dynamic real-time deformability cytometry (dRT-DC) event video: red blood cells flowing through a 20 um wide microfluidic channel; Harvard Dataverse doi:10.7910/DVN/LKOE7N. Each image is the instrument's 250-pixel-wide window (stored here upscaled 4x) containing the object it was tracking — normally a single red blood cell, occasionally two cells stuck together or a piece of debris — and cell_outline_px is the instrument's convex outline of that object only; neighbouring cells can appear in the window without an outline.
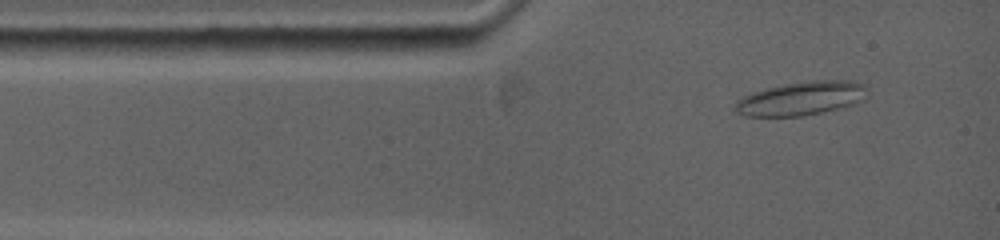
{"species": "common noctule bat (a hibernating species)", "species_latin": "Nyctalus noctula", "temperature_condition": "warm", "stored_images_in_passage": 78, "camera_frame_rate_fps": 5000, "um_per_image_px": 0.085, "animal": {"sex": "female", "body_mass_g": 19.0, "forearm_length_mm": 53.3}, "frame": {"image": 1, "passage_image": 5, "time_ms": 0.8, "image_size_px": [1000, 240], "cell_outline_px": [[864, 88], [860, 100], [824, 112], [804, 116], [748, 116], [736, 112], [736, 100], [744, 96], [768, 88], [784, 84], [820, 80], [844, 80], [864, 84]], "centroid_in_image_um": [68.02, 8.38], "position_along_channel_um": 17.0, "area_um2": 24.97}}
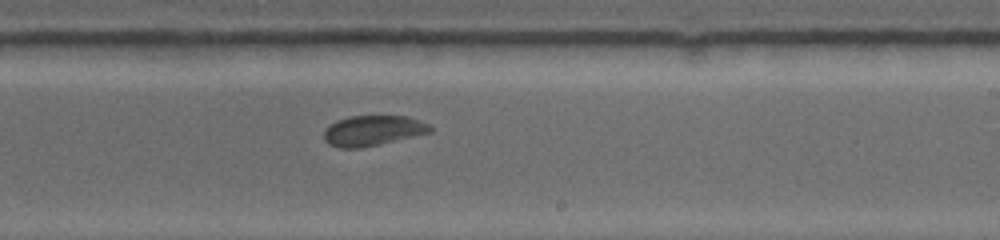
{"frame": {"image": 2, "passage_image": 40, "time_ms": 7.8, "image_size_px": [1000, 240], "cell_outline_px": [[432, 132], [376, 144], [356, 148], [340, 148], [324, 140], [324, 132], [336, 120], [352, 116], [404, 116], [428, 124], [432, 128]], "centroid_in_image_um": [31.68, 11.09], "position_along_channel_um": 257.3, "area_um2": 18.09}}
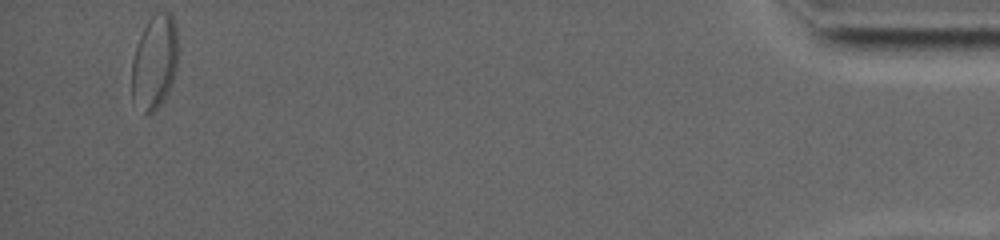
{"frame": {"image": 3, "passage_image": 78, "time_ms": 15.4, "image_size_px": [1000, 240], "cell_outline_px": [[176, 68], [172, 80], [160, 104], [152, 112], [144, 112], [132, 100], [132, 60], [136, 48], [144, 28], [148, 20], [156, 12], [172, 12], [176, 24]], "centroid_in_image_um": [13.12, 5.23], "position_along_channel_um": 422.1, "area_um2": 24.74}, "authors_computed_cell_mechanics": {"area_um2": 20.2011, "velocity_mm_per_s": 3.7541, "shape_relaxation_time_tau1_ms": 9.5467, "shape_relaxation_time_tau2_ms": 3.1672, "deformation_change_tau1": 0.1197, "deformation_change_tau2": 0.061}}